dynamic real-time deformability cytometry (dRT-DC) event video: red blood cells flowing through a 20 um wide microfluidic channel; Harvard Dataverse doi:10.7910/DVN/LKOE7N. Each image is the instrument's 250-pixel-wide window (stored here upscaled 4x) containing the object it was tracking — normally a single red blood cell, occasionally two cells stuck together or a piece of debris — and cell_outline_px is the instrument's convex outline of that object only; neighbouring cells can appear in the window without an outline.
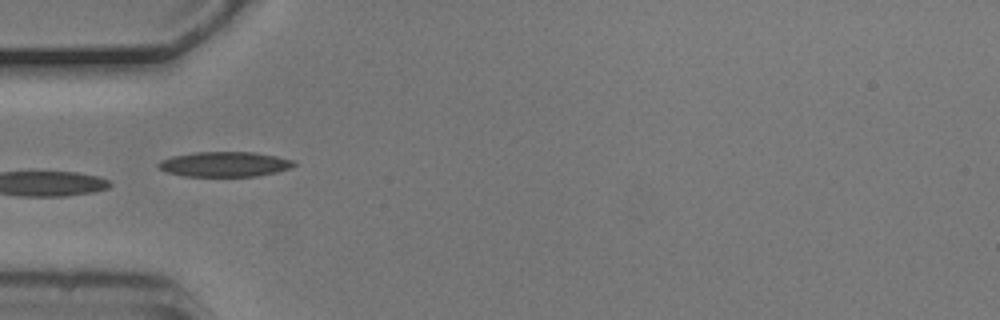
{"species": "common noctule bat (a hibernating species)", "species_latin": "Nyctalus noctula", "temperature_condition": "cold", "stored_images_in_passage": 7, "camera_frame_rate_fps": 3000, "um_per_image_px": 0.085, "animal": {"sex": "male", "body_mass_g": 20.5, "forearm_length_mm": 52.5}, "frame": {"image": 1, "passage_image": 6, "time_ms": 1.667, "image_size_px": [1000, 320], "cell_outline_px": [[296, 164], [288, 168], [276, 172], [256, 176], [184, 176], [164, 172], [156, 168], [156, 164], [160, 160], [172, 156], [196, 152], [256, 152], [276, 156], [292, 160]], "centroid_in_image_um": [19.01, 13.96], "position_along_channel_um": 66.0, "area_um2": 19.83}}